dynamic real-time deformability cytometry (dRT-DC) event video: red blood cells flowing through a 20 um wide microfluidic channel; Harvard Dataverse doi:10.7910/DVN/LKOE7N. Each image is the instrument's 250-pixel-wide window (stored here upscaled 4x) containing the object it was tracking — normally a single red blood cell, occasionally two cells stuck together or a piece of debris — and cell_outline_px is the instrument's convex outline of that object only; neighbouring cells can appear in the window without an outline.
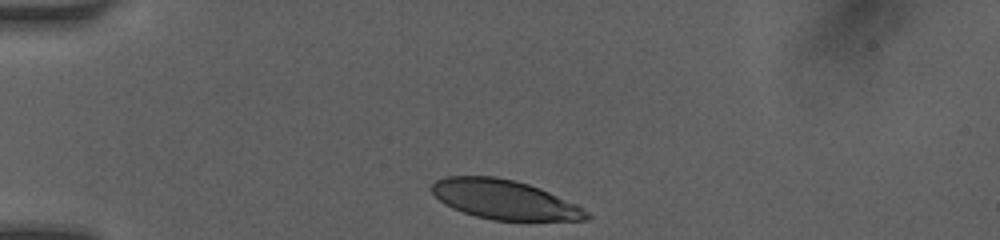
{"species": "human", "species_latin": "Homo sapiens", "temperature_condition": "room temperature", "stored_images_in_passage": 31, "camera_frame_rate_fps": 3000, "um_per_image_px": 0.085, "donor": {"sex": "female"}, "frame": {"image": 1, "passage_image": 1, "time_ms": 0.0, "image_size_px": [1000, 240], "cell_outline_px": [[592, 216], [588, 220], [492, 220], [476, 216], [452, 208], [444, 204], [432, 192], [432, 184], [436, 180], [444, 176], [496, 176], [516, 180], [540, 188], [576, 204], [588, 212]], "centroid_in_image_um": [42.88, 16.96], "position_along_channel_um": 42.1, "area_um2": 35.43}}
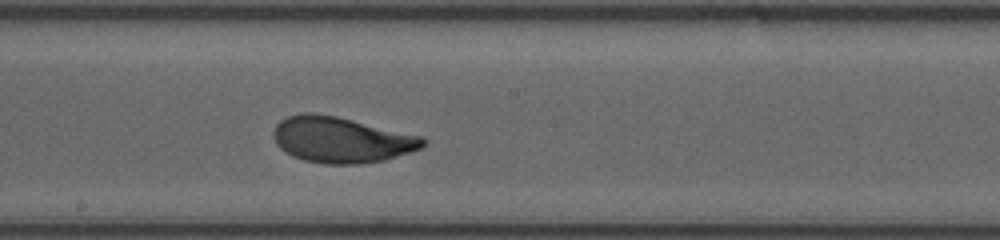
{"frame": {"image": 2, "passage_image": 17, "time_ms": 5.333, "image_size_px": [1000, 240], "cell_outline_px": [[428, 140], [420, 148], [384, 160], [360, 164], [324, 164], [304, 160], [292, 156], [280, 148], [276, 144], [272, 132], [276, 124], [280, 120], [288, 116], [300, 112], [312, 112], [336, 116], [424, 136]], "centroid_in_image_um": [28.99, 11.87], "position_along_channel_um": 219.2, "area_um2": 40.11}}
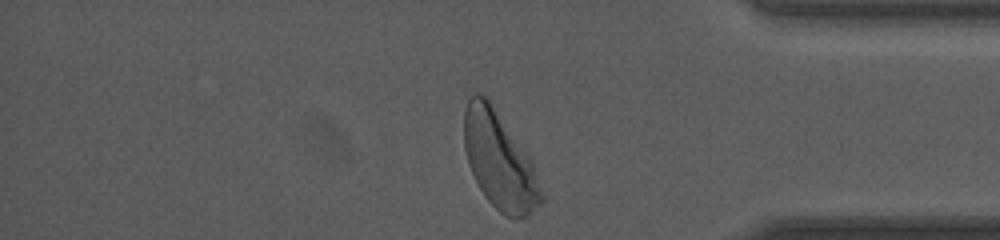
{"frame": {"image": 3, "passage_image": 31, "time_ms": 10.0, "image_size_px": [1000, 240], "cell_outline_px": [[544, 200], [528, 216], [516, 220], [512, 220], [504, 216], [488, 200], [480, 188], [468, 164], [464, 148], [464, 108], [472, 92], [476, 92], [488, 96], [532, 160], [544, 196]], "centroid_in_image_um": [42.46, 13.63], "position_along_channel_um": 392.7, "area_um2": 44.22}, "authors_computed_cell_mechanics": {"area_um2": 39.1306, "velocity_mm_per_s": 4.0669, "shape_relaxation_time_tau1_ms": 2.6293, "shape_relaxation_time_tau2_ms": null, "deformation_change_tau1": 0.1458, "deformation_change_tau2": null}}